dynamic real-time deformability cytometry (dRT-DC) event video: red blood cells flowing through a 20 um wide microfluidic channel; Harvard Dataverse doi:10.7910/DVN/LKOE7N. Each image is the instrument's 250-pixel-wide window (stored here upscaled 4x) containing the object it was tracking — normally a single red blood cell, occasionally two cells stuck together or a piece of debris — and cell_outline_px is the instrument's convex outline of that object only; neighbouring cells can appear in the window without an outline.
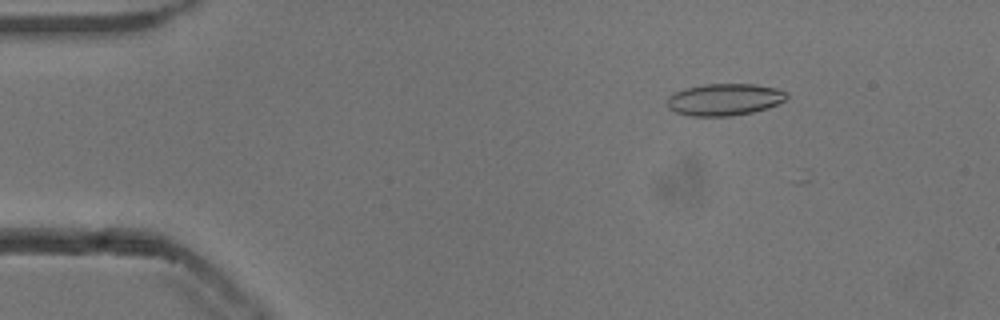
{"species": "common noctule bat (a hibernating species)", "species_latin": "Nyctalus noctula", "temperature_condition": "cold", "stored_images_in_passage": 3, "camera_frame_rate_fps": 3000, "um_per_image_px": 0.085, "animal": {"sex": "male", "body_mass_g": 13.3}, "frame": {"image": 1, "passage_image": 2, "time_ms": 0.333, "image_size_px": [1000, 320], "cell_outline_px": [[788, 96], [784, 100], [768, 108], [752, 112], [732, 116], [688, 116], [676, 112], [668, 104], [668, 96], [684, 88], [704, 84], [756, 84], [776, 88], [788, 92]], "centroid_in_image_um": [61.61, 8.45], "position_along_channel_um": 23.4, "area_um2": 22.2}}